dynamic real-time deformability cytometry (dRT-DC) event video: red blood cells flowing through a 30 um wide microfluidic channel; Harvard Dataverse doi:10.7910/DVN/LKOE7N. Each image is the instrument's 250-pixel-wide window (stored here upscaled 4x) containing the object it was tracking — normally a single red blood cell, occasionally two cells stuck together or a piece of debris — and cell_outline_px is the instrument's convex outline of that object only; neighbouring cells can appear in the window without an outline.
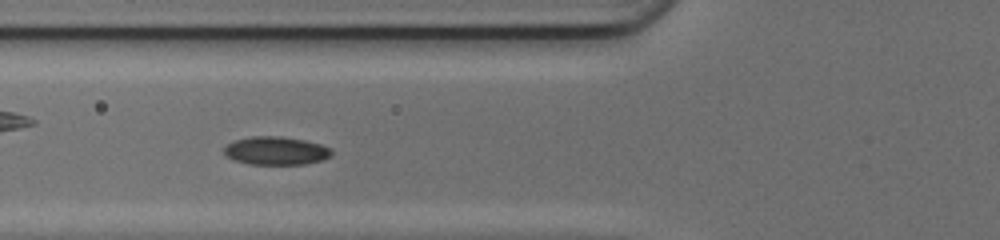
{"species": "common noctule bat (a hibernating species)", "species_latin": "Nyctalus noctula", "temperature_condition": "cold", "stored_images_in_passage": 45, "camera_frame_rate_fps": 3000, "um_per_image_px": 0.085, "animal": {"sex": "female", "body_mass_g": 17.0, "forearm_length_mm": 48.0}, "frame": {"image": 1, "passage_image": 17, "time_ms": 5.333, "image_size_px": [1000, 240], "cell_outline_px": [[332, 156], [324, 160], [304, 164], [248, 164], [232, 160], [224, 152], [224, 148], [232, 140], [252, 136], [280, 136], [304, 140], [320, 144], [332, 148]], "centroid_in_image_um": [23.47, 12.81], "position_along_channel_um": 102.3, "area_um2": 17.86}}
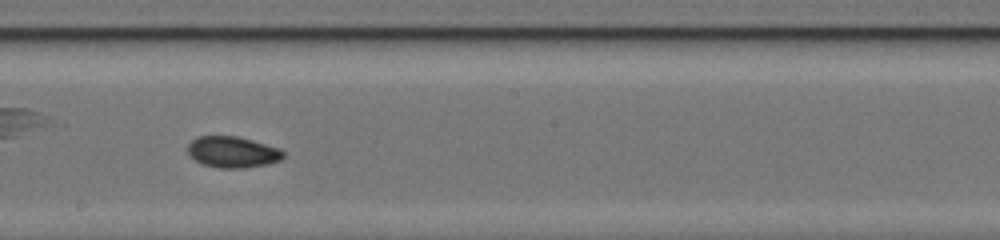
{"frame": {"image": 2, "passage_image": 26, "time_ms": 8.333, "image_size_px": [1000, 240], "cell_outline_px": [[284, 156], [280, 160], [268, 164], [244, 168], [220, 168], [200, 164], [188, 156], [188, 144], [192, 140], [200, 136], [236, 136], [252, 140], [280, 148], [284, 152]], "centroid_in_image_um": [19.75, 12.93], "position_along_channel_um": 228.5, "area_um2": 17.51}}
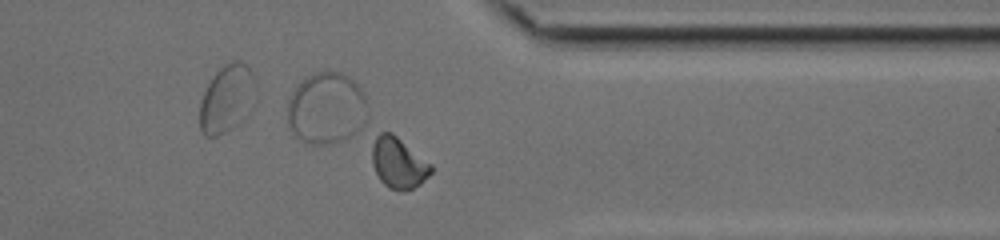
{"frame": {"image": 3, "passage_image": 37, "time_ms": 12.0, "image_size_px": [1000, 240], "cell_outline_px": [[432, 172], [420, 184], [412, 188], [400, 192], [388, 188], [380, 180], [372, 164], [372, 144], [376, 136], [380, 132], [392, 132], [432, 164]], "centroid_in_image_um": [33.86, 13.85], "position_along_channel_um": 377.5, "area_um2": 17.57}, "authors_computed_cell_mechanics": {"area_um2": 17.2822, "velocity_mm_per_s": 4.2027, "shape_relaxation_time_tau1_ms": 6.4683, "shape_relaxation_time_tau2_ms": 2.0628, "deformation_change_tau1": 0.1321, "deformation_change_tau2": 0.0529}}